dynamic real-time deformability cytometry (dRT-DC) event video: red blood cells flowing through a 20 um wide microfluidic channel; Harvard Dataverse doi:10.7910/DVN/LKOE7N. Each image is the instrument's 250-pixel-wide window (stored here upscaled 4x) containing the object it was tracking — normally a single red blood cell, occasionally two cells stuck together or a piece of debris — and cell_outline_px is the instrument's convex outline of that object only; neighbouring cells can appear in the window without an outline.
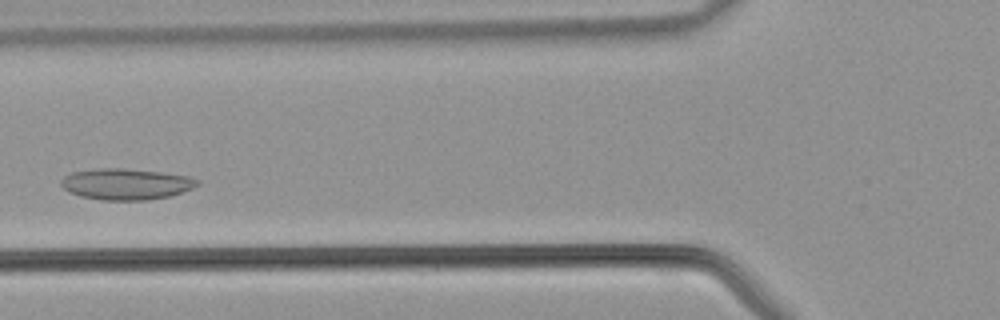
{"species": "common noctule bat (a hibernating species)", "species_latin": "Nyctalus noctula", "temperature_condition": "warm", "stored_images_in_passage": 34, "camera_frame_rate_fps": 3000, "um_per_image_px": 0.085, "animal": {"sex": "male", "body_mass_g": 21.5, "forearm_length_mm": 52.0}, "frame": {"image": 1, "passage_image": 11, "time_ms": 3.333, "image_size_px": [1000, 320], "cell_outline_px": [[200, 184], [192, 188], [168, 196], [144, 200], [104, 200], [80, 196], [68, 192], [60, 184], [60, 180], [64, 176], [72, 172], [100, 168], [124, 168], [160, 172], [188, 176], [200, 180]], "centroid_in_image_um": [10.69, 15.64], "position_along_channel_um": 115.1, "area_um2": 24.62}}
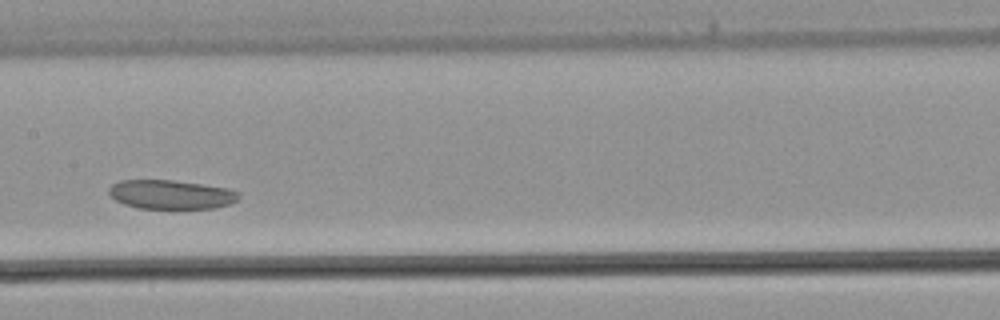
{"frame": {"image": 2, "passage_image": 16, "time_ms": 5.0, "image_size_px": [1000, 320], "cell_outline_px": [[240, 196], [236, 200], [228, 204], [216, 208], [140, 208], [124, 204], [116, 200], [108, 192], [108, 188], [112, 184], [120, 180], [172, 180], [228, 188], [240, 192]], "centroid_in_image_um": [14.53, 16.52], "position_along_channel_um": 192.9, "area_um2": 21.85}}
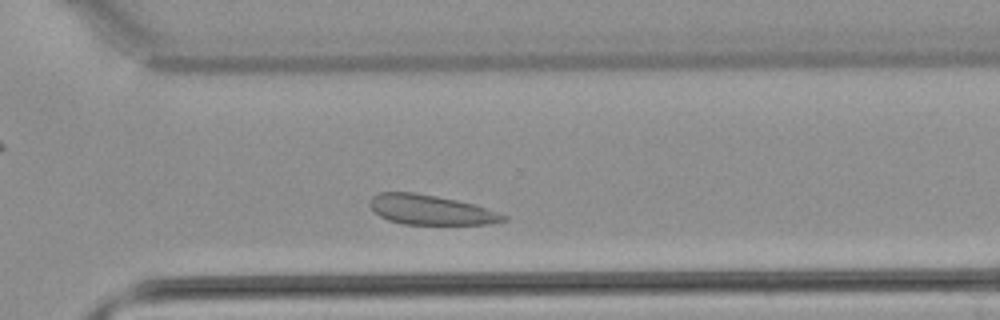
{"frame": {"image": 3, "passage_image": 25, "time_ms": 8.0, "image_size_px": [1000, 320], "cell_outline_px": [[508, 220], [488, 224], [404, 224], [388, 220], [380, 216], [368, 204], [368, 200], [372, 196], [380, 192], [412, 192], [436, 196], [476, 204], [508, 216]], "centroid_in_image_um": [36.61, 17.83], "position_along_channel_um": 334.0, "area_um2": 23.18}}